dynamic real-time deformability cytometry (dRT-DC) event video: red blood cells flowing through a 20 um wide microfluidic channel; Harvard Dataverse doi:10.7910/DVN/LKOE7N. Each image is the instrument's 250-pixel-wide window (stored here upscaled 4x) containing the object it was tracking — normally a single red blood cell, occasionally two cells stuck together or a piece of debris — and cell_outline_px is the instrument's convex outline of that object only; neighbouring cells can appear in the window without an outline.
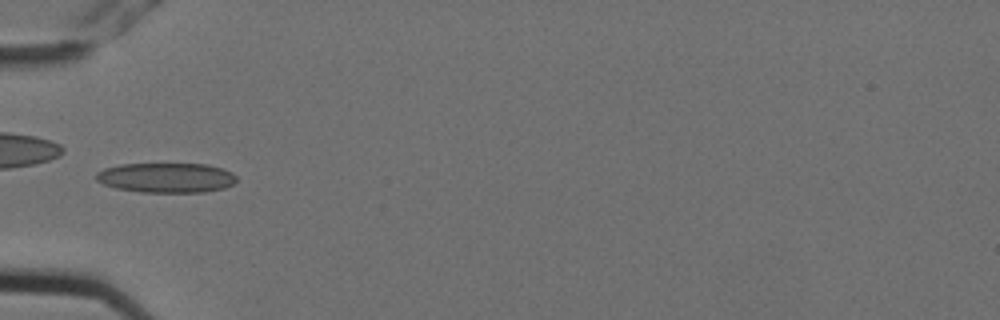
{"species": "Egyptian fruit bat (a non-hibernating species)", "species_latin": "Rousettus aegyptiacus", "temperature_condition": "cold", "stored_images_in_passage": 9, "camera_frame_rate_fps": 3000, "um_per_image_px": 0.085, "animal": {"sex": "female"}, "frame": {"image": 1, "passage_image": 3, "time_ms": 0.667, "image_size_px": [1000, 320], "cell_outline_px": [[236, 180], [232, 184], [224, 188], [204, 192], [140, 192], [116, 188], [104, 184], [96, 180], [96, 172], [104, 168], [120, 164], [208, 164], [224, 168], [232, 172], [236, 176]], "centroid_in_image_um": [14.14, 15.1], "position_along_channel_um": 70.9, "area_um2": 24.51}}
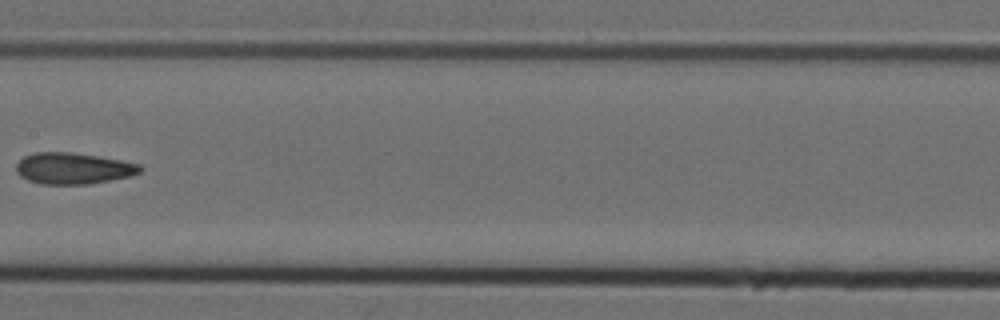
{"frame": {"image": 2, "passage_image": 6, "time_ms": 1.667, "image_size_px": [1000, 320], "cell_outline_px": [[144, 168], [140, 172], [128, 176], [88, 184], [40, 184], [28, 180], [20, 176], [16, 172], [16, 164], [24, 156], [36, 152], [72, 152], [100, 156], [140, 164]], "centroid_in_image_um": [6.2, 14.3], "position_along_channel_um": 201.2, "area_um2": 22.6}}
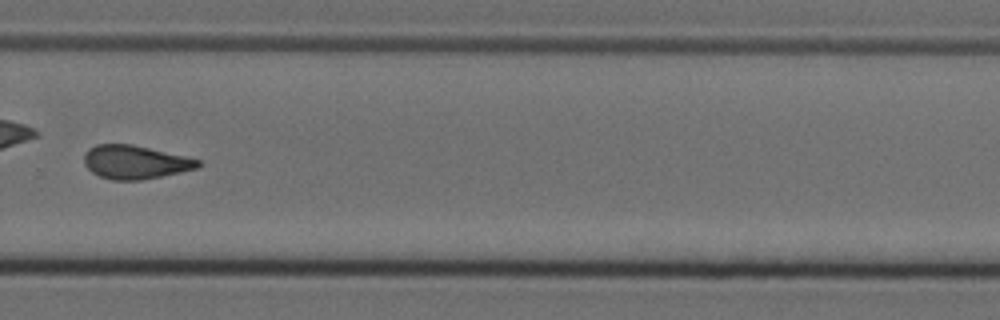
{"frame": {"image": 3, "passage_image": 9, "time_ms": 2.667, "image_size_px": [1000, 320], "cell_outline_px": [[204, 164], [196, 168], [180, 172], [140, 180], [112, 180], [100, 176], [92, 172], [84, 164], [84, 156], [88, 148], [96, 144], [132, 144], [184, 156], [200, 160]], "centroid_in_image_um": [11.47, 13.77], "position_along_channel_um": 318.3, "area_um2": 22.14}}